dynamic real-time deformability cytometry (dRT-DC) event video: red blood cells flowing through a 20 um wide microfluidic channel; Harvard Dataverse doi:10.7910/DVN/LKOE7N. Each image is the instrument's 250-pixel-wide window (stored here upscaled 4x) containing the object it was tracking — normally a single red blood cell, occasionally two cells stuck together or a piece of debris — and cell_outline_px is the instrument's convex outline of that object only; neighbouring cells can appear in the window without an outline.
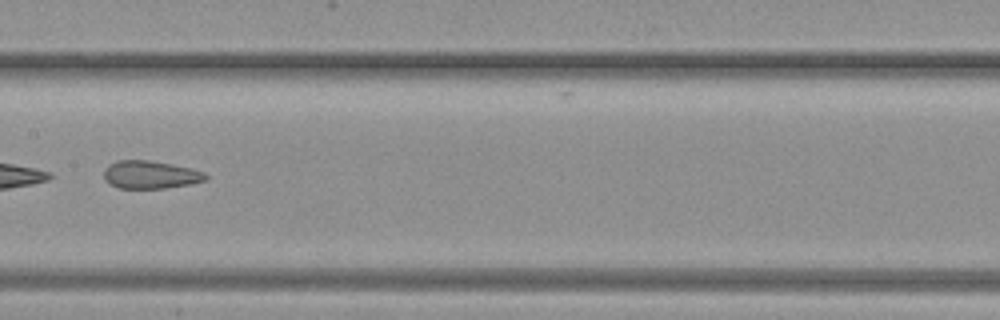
{"species": "common noctule bat (a hibernating species)", "species_latin": "Nyctalus noctula", "temperature_condition": "warm", "stored_images_in_passage": 27, "camera_frame_rate_fps": 3000, "um_per_image_px": 0.085, "animal": {"sex": "female", "body_mass_g": 19.3, "forearm_length_mm": 54.1}, "frame": {"image": 1, "passage_image": 12, "time_ms": 3.667, "image_size_px": [1000, 320], "cell_outline_px": [[208, 176], [204, 180], [188, 184], [164, 188], [120, 188], [108, 184], [104, 180], [104, 168], [108, 164], [116, 160], [148, 160], [172, 164], [192, 168], [204, 172]], "centroid_in_image_um": [12.73, 14.84], "position_along_channel_um": 194.7, "area_um2": 16.59}}